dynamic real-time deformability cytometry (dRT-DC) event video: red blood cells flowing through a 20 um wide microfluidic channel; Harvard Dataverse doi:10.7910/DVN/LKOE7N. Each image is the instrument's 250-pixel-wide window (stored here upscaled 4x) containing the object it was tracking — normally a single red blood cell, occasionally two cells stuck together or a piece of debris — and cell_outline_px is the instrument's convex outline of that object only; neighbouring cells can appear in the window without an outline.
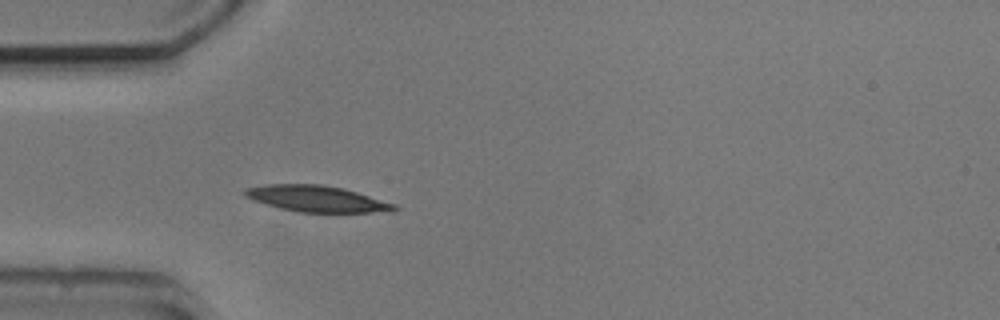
{"species": "common noctule bat (a hibernating species)", "species_latin": "Nyctalus noctula", "temperature_condition": "cold", "stored_images_in_passage": 4, "camera_frame_rate_fps": 3000, "um_per_image_px": 0.085, "animal": {"sex": "male", "body_mass_g": 20.5, "forearm_length_mm": 52.5}, "frame": {"image": 1, "passage_image": 4, "time_ms": 4.333, "image_size_px": [1000, 320], "cell_outline_px": [[400, 208], [392, 212], [296, 212], [280, 208], [244, 196], [240, 192], [244, 188], [264, 184], [320, 184], [344, 188], [396, 204]], "centroid_in_image_um": [26.93, 16.89], "position_along_channel_um": 58.1, "area_um2": 22.95}}